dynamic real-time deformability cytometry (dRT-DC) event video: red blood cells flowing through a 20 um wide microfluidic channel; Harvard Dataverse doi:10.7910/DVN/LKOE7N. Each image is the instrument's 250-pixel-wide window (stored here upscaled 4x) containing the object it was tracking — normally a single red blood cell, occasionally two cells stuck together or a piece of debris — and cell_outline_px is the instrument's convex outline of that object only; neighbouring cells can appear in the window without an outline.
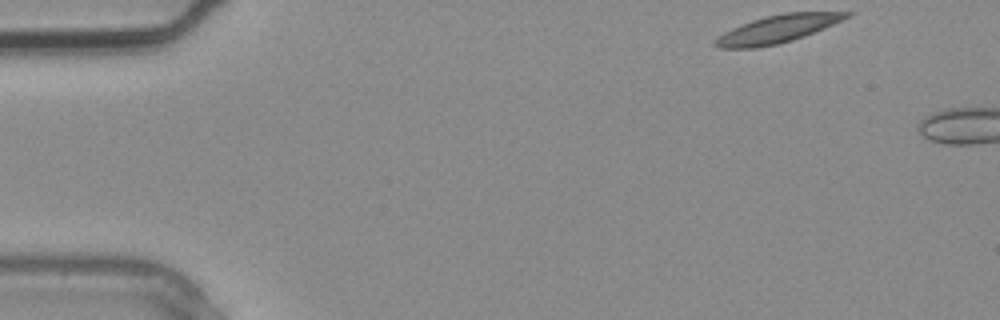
{"species": "common noctule bat (a hibernating species)", "species_latin": "Nyctalus noctula", "temperature_condition": "warm", "stored_images_in_passage": 2, "camera_frame_rate_fps": 3000, "um_per_image_px": 0.085, "animal": {"sex": "male", "body_mass_g": 20.4}, "frame": {"image": 1, "passage_image": 1, "time_ms": 0.0, "image_size_px": [1000, 320], "cell_outline_px": [[852, 16], [824, 28], [804, 36], [792, 40], [776, 44], [756, 48], [716, 48], [712, 44], [724, 32], [732, 28], [752, 20], [764, 16], [784, 12], [852, 12]], "centroid_in_image_um": [66.08, 2.46], "position_along_channel_um": 18.9, "area_um2": 21.1}}